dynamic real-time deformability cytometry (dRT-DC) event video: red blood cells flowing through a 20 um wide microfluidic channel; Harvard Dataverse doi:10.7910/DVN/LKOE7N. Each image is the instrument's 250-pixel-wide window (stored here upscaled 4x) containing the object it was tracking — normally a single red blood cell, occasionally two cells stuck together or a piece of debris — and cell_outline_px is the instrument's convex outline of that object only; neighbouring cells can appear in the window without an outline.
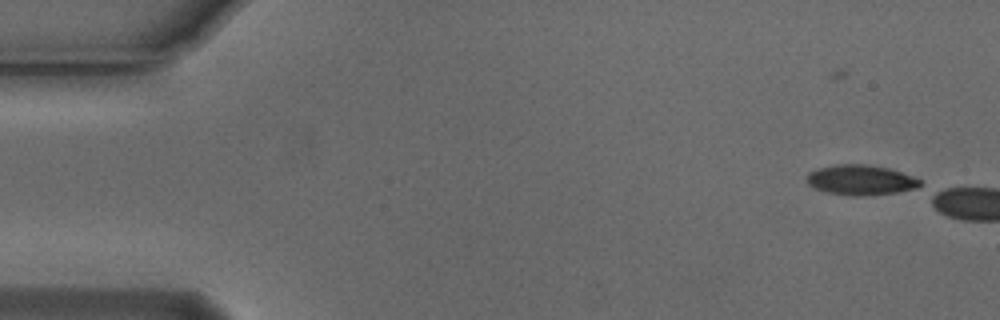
{"species": "Egyptian fruit bat (a non-hibernating species)", "species_latin": "Rousettus aegyptiacus", "temperature_condition": "cold", "stored_images_in_passage": 9, "camera_frame_rate_fps": 3000, "um_per_image_px": 0.085, "animal": {"sex": "male"}, "frame": {"image": 1, "passage_image": 6, "time_ms": 1.667, "image_size_px": [1000, 320], "cell_outline_px": [[920, 184], [916, 188], [896, 192], [860, 196], [852, 196], [828, 192], [816, 188], [808, 184], [808, 172], [820, 168], [836, 164], [864, 164], [888, 168], [912, 176], [920, 180]], "centroid_in_image_um": [73.15, 15.29], "position_along_channel_um": 11.9, "area_um2": 19.48}}